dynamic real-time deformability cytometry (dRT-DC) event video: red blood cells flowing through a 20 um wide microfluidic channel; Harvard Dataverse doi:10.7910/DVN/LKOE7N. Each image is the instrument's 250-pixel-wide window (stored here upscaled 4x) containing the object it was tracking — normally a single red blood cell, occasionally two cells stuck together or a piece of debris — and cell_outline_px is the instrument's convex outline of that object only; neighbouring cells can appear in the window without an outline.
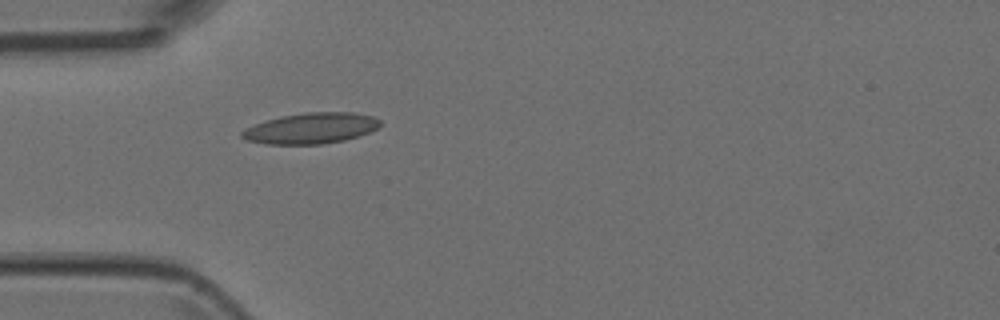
{"species": "Egyptian fruit bat (a non-hibernating species)", "species_latin": "Rousettus aegyptiacus", "temperature_condition": "room temperature", "stored_images_in_passage": 1, "camera_frame_rate_fps": 3000, "um_per_image_px": 0.085, "animal": {"sex": "female"}, "frame": {"image": 1, "passage_image": 1, "time_ms": 0.0, "image_size_px": [1000, 320], "cell_outline_px": [[380, 124], [376, 128], [360, 136], [344, 140], [320, 144], [268, 144], [248, 140], [240, 136], [240, 132], [244, 128], [280, 116], [304, 112], [352, 112], [372, 116], [380, 120]], "centroid_in_image_um": [26.42, 10.9], "position_along_channel_um": 58.6, "area_um2": 24.68}}